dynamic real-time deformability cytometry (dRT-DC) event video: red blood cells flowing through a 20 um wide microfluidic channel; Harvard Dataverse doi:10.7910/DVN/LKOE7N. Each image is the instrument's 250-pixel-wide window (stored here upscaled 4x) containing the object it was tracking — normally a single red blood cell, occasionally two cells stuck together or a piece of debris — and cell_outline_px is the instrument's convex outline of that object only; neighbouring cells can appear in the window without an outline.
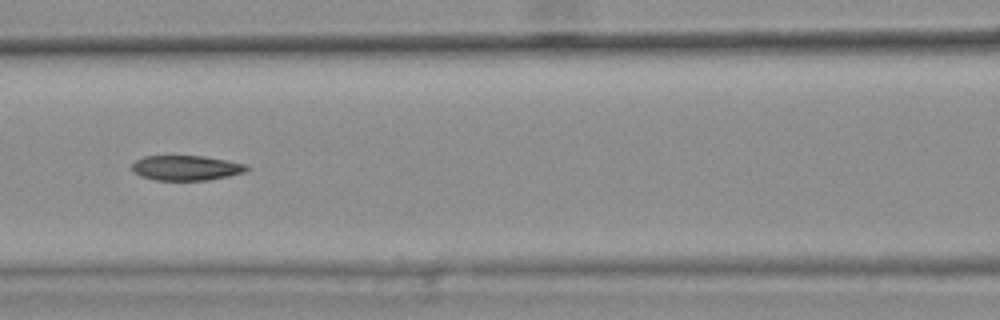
{"species": "common noctule bat (a hibernating species)", "species_latin": "Nyctalus noctula", "temperature_condition": "warm", "stored_images_in_passage": 9, "camera_frame_rate_fps": 3000, "um_per_image_px": 0.085, "animal": {"sex": "female", "body_mass_g": 25.1}, "frame": {"image": 1, "passage_image": 6, "time_ms": 1.667, "image_size_px": [1000, 320], "cell_outline_px": [[252, 168], [244, 172], [228, 176], [208, 180], [156, 180], [140, 176], [132, 172], [132, 164], [136, 160], [144, 156], [204, 156], [228, 160], [248, 164]], "centroid_in_image_um": [15.85, 14.27], "position_along_channel_um": 150.7, "area_um2": 16.88}}